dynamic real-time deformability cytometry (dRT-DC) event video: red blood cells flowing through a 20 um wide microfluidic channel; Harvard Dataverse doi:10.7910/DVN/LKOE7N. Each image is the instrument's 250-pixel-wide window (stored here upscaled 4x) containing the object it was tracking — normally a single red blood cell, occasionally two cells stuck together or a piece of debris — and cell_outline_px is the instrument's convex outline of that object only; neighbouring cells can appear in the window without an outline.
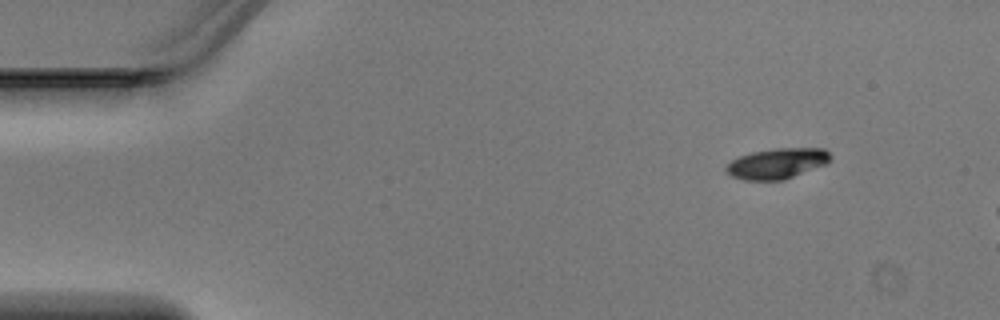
{"species": "Egyptian fruit bat (a non-hibernating species)", "species_latin": "Rousettus aegyptiacus", "temperature_condition": "warm", "stored_images_in_passage": 7, "camera_frame_rate_fps": 3000, "um_per_image_px": 0.085, "animal": {"sex": "male"}, "frame": {"image": 1, "passage_image": 1, "time_ms": 0.0, "image_size_px": [1000, 320], "cell_outline_px": [[832, 160], [828, 164], [784, 180], [744, 180], [732, 176], [724, 168], [732, 160], [740, 156], [752, 152], [776, 148], [824, 148], [832, 156]], "centroid_in_image_um": [66.11, 13.89], "position_along_channel_um": 18.9, "area_um2": 18.67}}